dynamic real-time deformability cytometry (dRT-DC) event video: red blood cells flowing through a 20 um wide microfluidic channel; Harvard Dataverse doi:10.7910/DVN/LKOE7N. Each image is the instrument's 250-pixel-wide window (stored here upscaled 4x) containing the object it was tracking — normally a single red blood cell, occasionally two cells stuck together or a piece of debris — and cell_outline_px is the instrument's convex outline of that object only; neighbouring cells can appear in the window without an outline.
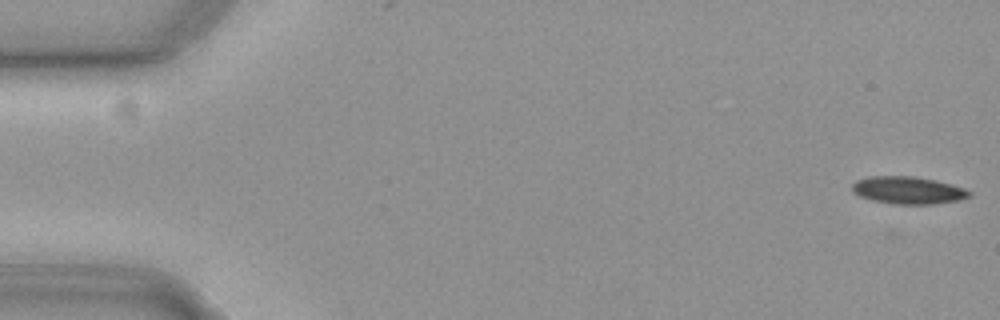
{"species": "common noctule bat (a hibernating species)", "species_latin": "Nyctalus noctula", "temperature_condition": "cold", "stored_images_in_passage": 17, "camera_frame_rate_fps": 3000, "um_per_image_px": 0.085, "animal": {"sex": "female", "body_mass_g": 19.3, "forearm_length_mm": 54.1}, "frame": {"image": 1, "passage_image": 1, "time_ms": 0.0, "image_size_px": [1000, 320], "cell_outline_px": [[972, 196], [956, 200], [932, 204], [892, 204], [872, 200], [860, 196], [852, 192], [852, 184], [856, 180], [868, 176], [912, 176], [936, 180], [964, 188], [972, 192]], "centroid_in_image_um": [77.16, 16.17], "position_along_channel_um": 7.8, "area_um2": 18.73}}
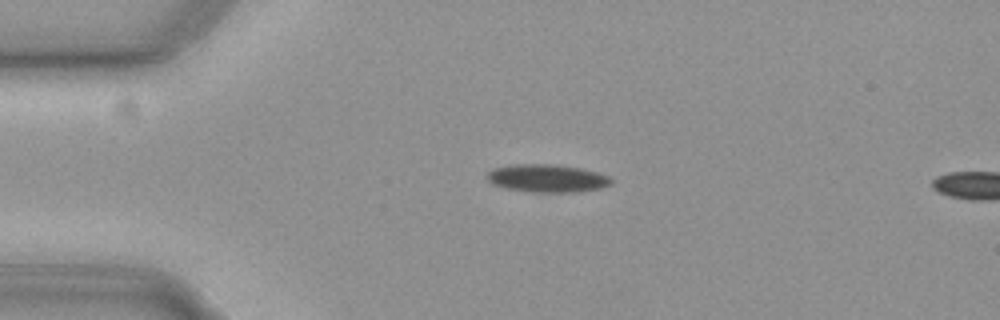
{"frame": {"image": 2, "passage_image": 13, "time_ms": 4.0, "image_size_px": [1000, 320], "cell_outline_px": [[612, 184], [600, 188], [576, 192], [524, 192], [504, 188], [492, 184], [484, 176], [492, 168], [512, 164], [552, 164], [580, 168], [596, 172], [608, 176], [612, 180]], "centroid_in_image_um": [46.44, 15.16], "position_along_channel_um": 38.6, "area_um2": 20.4}}